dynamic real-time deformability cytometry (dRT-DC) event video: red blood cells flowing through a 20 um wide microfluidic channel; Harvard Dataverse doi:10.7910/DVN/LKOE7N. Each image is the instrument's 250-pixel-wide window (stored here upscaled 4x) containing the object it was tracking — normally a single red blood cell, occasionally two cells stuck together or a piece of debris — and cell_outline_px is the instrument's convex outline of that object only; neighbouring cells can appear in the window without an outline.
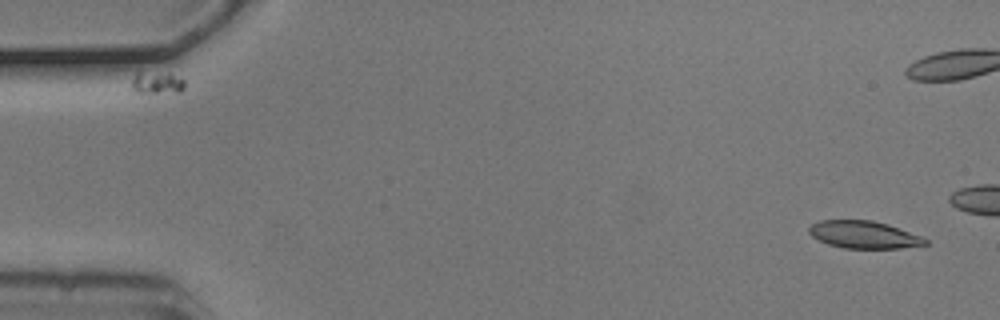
{"species": "common noctule bat (a hibernating species)", "species_latin": "Nyctalus noctula", "temperature_condition": "cold", "stored_images_in_passage": 7, "camera_frame_rate_fps": 3000, "um_per_image_px": 0.085, "animal": {"sex": "male", "body_mass_g": 20.5, "forearm_length_mm": 52.5}, "frame": {"image": 1, "passage_image": 1, "time_ms": 0.0, "image_size_px": [1000, 320], "cell_outline_px": [[928, 244], [900, 248], [844, 248], [828, 244], [812, 236], [808, 232], [808, 228], [812, 224], [820, 220], [872, 220], [888, 224], [924, 236], [928, 240]], "centroid_in_image_um": [73.47, 19.94], "position_along_channel_um": 11.5, "area_um2": 18.67}}